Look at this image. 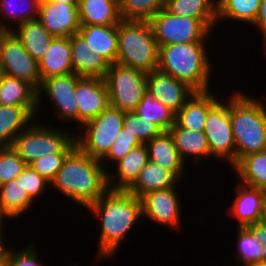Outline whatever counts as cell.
Instances as JSON below:
<instances>
[{"instance_id":"obj_17","label":"cell","mask_w":266,"mask_h":266,"mask_svg":"<svg viewBox=\"0 0 266 266\" xmlns=\"http://www.w3.org/2000/svg\"><path fill=\"white\" fill-rule=\"evenodd\" d=\"M235 193L232 207H228L226 213L237 218V226L245 227L261 222L266 191L238 183Z\"/></svg>"},{"instance_id":"obj_37","label":"cell","mask_w":266,"mask_h":266,"mask_svg":"<svg viewBox=\"0 0 266 266\" xmlns=\"http://www.w3.org/2000/svg\"><path fill=\"white\" fill-rule=\"evenodd\" d=\"M121 20L149 21L162 8L166 0H118Z\"/></svg>"},{"instance_id":"obj_48","label":"cell","mask_w":266,"mask_h":266,"mask_svg":"<svg viewBox=\"0 0 266 266\" xmlns=\"http://www.w3.org/2000/svg\"><path fill=\"white\" fill-rule=\"evenodd\" d=\"M262 222L266 224V195H265V199H264Z\"/></svg>"},{"instance_id":"obj_11","label":"cell","mask_w":266,"mask_h":266,"mask_svg":"<svg viewBox=\"0 0 266 266\" xmlns=\"http://www.w3.org/2000/svg\"><path fill=\"white\" fill-rule=\"evenodd\" d=\"M220 100L207 114L204 133L207 137L211 158H218L235 165V141L230 120V98ZM225 159V160H224Z\"/></svg>"},{"instance_id":"obj_33","label":"cell","mask_w":266,"mask_h":266,"mask_svg":"<svg viewBox=\"0 0 266 266\" xmlns=\"http://www.w3.org/2000/svg\"><path fill=\"white\" fill-rule=\"evenodd\" d=\"M232 169L240 183L266 191V151L242 157Z\"/></svg>"},{"instance_id":"obj_19","label":"cell","mask_w":266,"mask_h":266,"mask_svg":"<svg viewBox=\"0 0 266 266\" xmlns=\"http://www.w3.org/2000/svg\"><path fill=\"white\" fill-rule=\"evenodd\" d=\"M211 91H196L176 113L175 123L191 131H204L208 112L220 101Z\"/></svg>"},{"instance_id":"obj_31","label":"cell","mask_w":266,"mask_h":266,"mask_svg":"<svg viewBox=\"0 0 266 266\" xmlns=\"http://www.w3.org/2000/svg\"><path fill=\"white\" fill-rule=\"evenodd\" d=\"M40 3L41 0H0V32H12L14 26L17 27L23 22L37 20ZM5 21L11 23L8 24Z\"/></svg>"},{"instance_id":"obj_8","label":"cell","mask_w":266,"mask_h":266,"mask_svg":"<svg viewBox=\"0 0 266 266\" xmlns=\"http://www.w3.org/2000/svg\"><path fill=\"white\" fill-rule=\"evenodd\" d=\"M104 80L110 106L122 112H134L147 92V73L117 62L111 64Z\"/></svg>"},{"instance_id":"obj_6","label":"cell","mask_w":266,"mask_h":266,"mask_svg":"<svg viewBox=\"0 0 266 266\" xmlns=\"http://www.w3.org/2000/svg\"><path fill=\"white\" fill-rule=\"evenodd\" d=\"M52 125L35 119L15 137L11 147L27 165L47 153H69L76 146L75 133Z\"/></svg>"},{"instance_id":"obj_35","label":"cell","mask_w":266,"mask_h":266,"mask_svg":"<svg viewBox=\"0 0 266 266\" xmlns=\"http://www.w3.org/2000/svg\"><path fill=\"white\" fill-rule=\"evenodd\" d=\"M134 112L141 118L154 122L162 132H168L175 124L176 114L148 92L143 95Z\"/></svg>"},{"instance_id":"obj_36","label":"cell","mask_w":266,"mask_h":266,"mask_svg":"<svg viewBox=\"0 0 266 266\" xmlns=\"http://www.w3.org/2000/svg\"><path fill=\"white\" fill-rule=\"evenodd\" d=\"M236 261L239 265L262 261L264 245L260 243L257 235L248 227H237L236 231Z\"/></svg>"},{"instance_id":"obj_38","label":"cell","mask_w":266,"mask_h":266,"mask_svg":"<svg viewBox=\"0 0 266 266\" xmlns=\"http://www.w3.org/2000/svg\"><path fill=\"white\" fill-rule=\"evenodd\" d=\"M122 126L129 134L137 137L142 144L151 141L162 133L154 122L141 118L135 112H124Z\"/></svg>"},{"instance_id":"obj_20","label":"cell","mask_w":266,"mask_h":266,"mask_svg":"<svg viewBox=\"0 0 266 266\" xmlns=\"http://www.w3.org/2000/svg\"><path fill=\"white\" fill-rule=\"evenodd\" d=\"M148 161V151L145 144L133 148L115 163V173L107 171L108 188L110 190H127L135 182L139 172Z\"/></svg>"},{"instance_id":"obj_30","label":"cell","mask_w":266,"mask_h":266,"mask_svg":"<svg viewBox=\"0 0 266 266\" xmlns=\"http://www.w3.org/2000/svg\"><path fill=\"white\" fill-rule=\"evenodd\" d=\"M36 118L23 106L0 105V148L11 147L15 137Z\"/></svg>"},{"instance_id":"obj_3","label":"cell","mask_w":266,"mask_h":266,"mask_svg":"<svg viewBox=\"0 0 266 266\" xmlns=\"http://www.w3.org/2000/svg\"><path fill=\"white\" fill-rule=\"evenodd\" d=\"M230 95V120L235 164L249 154L266 151V106L259 98L235 90Z\"/></svg>"},{"instance_id":"obj_25","label":"cell","mask_w":266,"mask_h":266,"mask_svg":"<svg viewBox=\"0 0 266 266\" xmlns=\"http://www.w3.org/2000/svg\"><path fill=\"white\" fill-rule=\"evenodd\" d=\"M180 181L170 170L148 161L139 172L135 182L126 190L134 196L143 195L156 190L176 187Z\"/></svg>"},{"instance_id":"obj_43","label":"cell","mask_w":266,"mask_h":266,"mask_svg":"<svg viewBox=\"0 0 266 266\" xmlns=\"http://www.w3.org/2000/svg\"><path fill=\"white\" fill-rule=\"evenodd\" d=\"M24 190H27L28 195L35 201L41 194L45 193L51 183L37 173L30 165H26L23 171L18 175Z\"/></svg>"},{"instance_id":"obj_22","label":"cell","mask_w":266,"mask_h":266,"mask_svg":"<svg viewBox=\"0 0 266 266\" xmlns=\"http://www.w3.org/2000/svg\"><path fill=\"white\" fill-rule=\"evenodd\" d=\"M145 146L148 151L149 161L170 170L182 181L187 165L178 153L169 132H162L159 136L145 143Z\"/></svg>"},{"instance_id":"obj_42","label":"cell","mask_w":266,"mask_h":266,"mask_svg":"<svg viewBox=\"0 0 266 266\" xmlns=\"http://www.w3.org/2000/svg\"><path fill=\"white\" fill-rule=\"evenodd\" d=\"M34 243L19 248L18 251L7 247L5 250V266H44V264L39 262V256L36 252V246Z\"/></svg>"},{"instance_id":"obj_32","label":"cell","mask_w":266,"mask_h":266,"mask_svg":"<svg viewBox=\"0 0 266 266\" xmlns=\"http://www.w3.org/2000/svg\"><path fill=\"white\" fill-rule=\"evenodd\" d=\"M36 202L24 190L19 179L0 185V212L10 220L17 219L30 210Z\"/></svg>"},{"instance_id":"obj_44","label":"cell","mask_w":266,"mask_h":266,"mask_svg":"<svg viewBox=\"0 0 266 266\" xmlns=\"http://www.w3.org/2000/svg\"><path fill=\"white\" fill-rule=\"evenodd\" d=\"M253 26H255L256 28L259 27L258 30H261L260 32L262 33L264 40L263 46H265L264 50L266 52V0H261L257 19Z\"/></svg>"},{"instance_id":"obj_45","label":"cell","mask_w":266,"mask_h":266,"mask_svg":"<svg viewBox=\"0 0 266 266\" xmlns=\"http://www.w3.org/2000/svg\"><path fill=\"white\" fill-rule=\"evenodd\" d=\"M248 227L257 235L260 243L264 245L262 261H266V224L261 221Z\"/></svg>"},{"instance_id":"obj_2","label":"cell","mask_w":266,"mask_h":266,"mask_svg":"<svg viewBox=\"0 0 266 266\" xmlns=\"http://www.w3.org/2000/svg\"><path fill=\"white\" fill-rule=\"evenodd\" d=\"M52 187L87 209L109 189L107 171L100 160L90 157L76 145L51 182Z\"/></svg>"},{"instance_id":"obj_10","label":"cell","mask_w":266,"mask_h":266,"mask_svg":"<svg viewBox=\"0 0 266 266\" xmlns=\"http://www.w3.org/2000/svg\"><path fill=\"white\" fill-rule=\"evenodd\" d=\"M0 72L40 88L38 62L31 57L11 31L0 32Z\"/></svg>"},{"instance_id":"obj_46","label":"cell","mask_w":266,"mask_h":266,"mask_svg":"<svg viewBox=\"0 0 266 266\" xmlns=\"http://www.w3.org/2000/svg\"><path fill=\"white\" fill-rule=\"evenodd\" d=\"M6 219L10 220L6 215L0 212V253H3L8 247L7 246L8 244H6L5 236L3 235L4 232L2 230L4 227L3 223L5 222Z\"/></svg>"},{"instance_id":"obj_7","label":"cell","mask_w":266,"mask_h":266,"mask_svg":"<svg viewBox=\"0 0 266 266\" xmlns=\"http://www.w3.org/2000/svg\"><path fill=\"white\" fill-rule=\"evenodd\" d=\"M123 119L124 112L109 106L78 129L80 132L75 133L76 145L90 157L101 160L121 132Z\"/></svg>"},{"instance_id":"obj_15","label":"cell","mask_w":266,"mask_h":266,"mask_svg":"<svg viewBox=\"0 0 266 266\" xmlns=\"http://www.w3.org/2000/svg\"><path fill=\"white\" fill-rule=\"evenodd\" d=\"M147 92L175 114L196 92L187 83L159 69L147 73Z\"/></svg>"},{"instance_id":"obj_18","label":"cell","mask_w":266,"mask_h":266,"mask_svg":"<svg viewBox=\"0 0 266 266\" xmlns=\"http://www.w3.org/2000/svg\"><path fill=\"white\" fill-rule=\"evenodd\" d=\"M73 73L80 77L104 79L111 63L102 55L93 53L86 40L78 33L70 37Z\"/></svg>"},{"instance_id":"obj_24","label":"cell","mask_w":266,"mask_h":266,"mask_svg":"<svg viewBox=\"0 0 266 266\" xmlns=\"http://www.w3.org/2000/svg\"><path fill=\"white\" fill-rule=\"evenodd\" d=\"M0 105L23 106L37 116V90L24 80L0 74Z\"/></svg>"},{"instance_id":"obj_40","label":"cell","mask_w":266,"mask_h":266,"mask_svg":"<svg viewBox=\"0 0 266 266\" xmlns=\"http://www.w3.org/2000/svg\"><path fill=\"white\" fill-rule=\"evenodd\" d=\"M26 165L12 147L0 148V185L16 179Z\"/></svg>"},{"instance_id":"obj_27","label":"cell","mask_w":266,"mask_h":266,"mask_svg":"<svg viewBox=\"0 0 266 266\" xmlns=\"http://www.w3.org/2000/svg\"><path fill=\"white\" fill-rule=\"evenodd\" d=\"M80 25H118L121 21L118 0H80Z\"/></svg>"},{"instance_id":"obj_47","label":"cell","mask_w":266,"mask_h":266,"mask_svg":"<svg viewBox=\"0 0 266 266\" xmlns=\"http://www.w3.org/2000/svg\"><path fill=\"white\" fill-rule=\"evenodd\" d=\"M50 2H62V3H66V4H71L74 6H79V2L80 0H47Z\"/></svg>"},{"instance_id":"obj_13","label":"cell","mask_w":266,"mask_h":266,"mask_svg":"<svg viewBox=\"0 0 266 266\" xmlns=\"http://www.w3.org/2000/svg\"><path fill=\"white\" fill-rule=\"evenodd\" d=\"M177 187L151 191L143 195L142 218H148L151 222L158 223L161 226L170 227L177 230L181 227L182 206Z\"/></svg>"},{"instance_id":"obj_14","label":"cell","mask_w":266,"mask_h":266,"mask_svg":"<svg viewBox=\"0 0 266 266\" xmlns=\"http://www.w3.org/2000/svg\"><path fill=\"white\" fill-rule=\"evenodd\" d=\"M78 129L110 106L106 82L97 77H81L76 83Z\"/></svg>"},{"instance_id":"obj_9","label":"cell","mask_w":266,"mask_h":266,"mask_svg":"<svg viewBox=\"0 0 266 266\" xmlns=\"http://www.w3.org/2000/svg\"><path fill=\"white\" fill-rule=\"evenodd\" d=\"M158 47L191 42H207L212 32L198 19L178 16L162 8L149 20Z\"/></svg>"},{"instance_id":"obj_34","label":"cell","mask_w":266,"mask_h":266,"mask_svg":"<svg viewBox=\"0 0 266 266\" xmlns=\"http://www.w3.org/2000/svg\"><path fill=\"white\" fill-rule=\"evenodd\" d=\"M261 0H217V22L233 20L253 25L257 19Z\"/></svg>"},{"instance_id":"obj_29","label":"cell","mask_w":266,"mask_h":266,"mask_svg":"<svg viewBox=\"0 0 266 266\" xmlns=\"http://www.w3.org/2000/svg\"><path fill=\"white\" fill-rule=\"evenodd\" d=\"M12 32L37 62L43 58L52 40L55 38L48 33L38 19L23 22L14 27Z\"/></svg>"},{"instance_id":"obj_23","label":"cell","mask_w":266,"mask_h":266,"mask_svg":"<svg viewBox=\"0 0 266 266\" xmlns=\"http://www.w3.org/2000/svg\"><path fill=\"white\" fill-rule=\"evenodd\" d=\"M78 34L87 42L93 53L116 63L118 53V25H80Z\"/></svg>"},{"instance_id":"obj_26","label":"cell","mask_w":266,"mask_h":266,"mask_svg":"<svg viewBox=\"0 0 266 266\" xmlns=\"http://www.w3.org/2000/svg\"><path fill=\"white\" fill-rule=\"evenodd\" d=\"M168 132L185 163L191 156H193L191 157L192 160L199 161V163L205 159H211L210 148L204 131H191L175 123Z\"/></svg>"},{"instance_id":"obj_12","label":"cell","mask_w":266,"mask_h":266,"mask_svg":"<svg viewBox=\"0 0 266 266\" xmlns=\"http://www.w3.org/2000/svg\"><path fill=\"white\" fill-rule=\"evenodd\" d=\"M81 77L72 73L65 76L51 77L41 81L37 90V115L42 109V95L44 94L53 104L54 115L58 116L61 122L78 124V107L75 96L76 83ZM63 120V121H62Z\"/></svg>"},{"instance_id":"obj_28","label":"cell","mask_w":266,"mask_h":266,"mask_svg":"<svg viewBox=\"0 0 266 266\" xmlns=\"http://www.w3.org/2000/svg\"><path fill=\"white\" fill-rule=\"evenodd\" d=\"M165 8L174 15L200 20L210 31L217 24V0H166Z\"/></svg>"},{"instance_id":"obj_39","label":"cell","mask_w":266,"mask_h":266,"mask_svg":"<svg viewBox=\"0 0 266 266\" xmlns=\"http://www.w3.org/2000/svg\"><path fill=\"white\" fill-rule=\"evenodd\" d=\"M142 143L135 137L127 132L126 129L122 127L121 132L116 137L113 145L111 146L108 153L100 160L101 164L104 166L106 171L112 169L110 166L107 165H114L120 159H122L129 151L133 148L141 145ZM114 163V164H113ZM107 166V168H106Z\"/></svg>"},{"instance_id":"obj_16","label":"cell","mask_w":266,"mask_h":266,"mask_svg":"<svg viewBox=\"0 0 266 266\" xmlns=\"http://www.w3.org/2000/svg\"><path fill=\"white\" fill-rule=\"evenodd\" d=\"M38 21L53 37H71L80 28L78 6L41 0Z\"/></svg>"},{"instance_id":"obj_41","label":"cell","mask_w":266,"mask_h":266,"mask_svg":"<svg viewBox=\"0 0 266 266\" xmlns=\"http://www.w3.org/2000/svg\"><path fill=\"white\" fill-rule=\"evenodd\" d=\"M68 153H47L32 161L29 165L50 183L62 168Z\"/></svg>"},{"instance_id":"obj_4","label":"cell","mask_w":266,"mask_h":266,"mask_svg":"<svg viewBox=\"0 0 266 266\" xmlns=\"http://www.w3.org/2000/svg\"><path fill=\"white\" fill-rule=\"evenodd\" d=\"M207 42L169 44L159 47L160 71L187 83L195 91L211 90L212 61L208 57Z\"/></svg>"},{"instance_id":"obj_21","label":"cell","mask_w":266,"mask_h":266,"mask_svg":"<svg viewBox=\"0 0 266 266\" xmlns=\"http://www.w3.org/2000/svg\"><path fill=\"white\" fill-rule=\"evenodd\" d=\"M38 67L41 81L72 74L70 37H55Z\"/></svg>"},{"instance_id":"obj_49","label":"cell","mask_w":266,"mask_h":266,"mask_svg":"<svg viewBox=\"0 0 266 266\" xmlns=\"http://www.w3.org/2000/svg\"><path fill=\"white\" fill-rule=\"evenodd\" d=\"M245 266H266V261H259V262L248 264Z\"/></svg>"},{"instance_id":"obj_5","label":"cell","mask_w":266,"mask_h":266,"mask_svg":"<svg viewBox=\"0 0 266 266\" xmlns=\"http://www.w3.org/2000/svg\"><path fill=\"white\" fill-rule=\"evenodd\" d=\"M159 47L149 21L121 20L116 62L150 73L158 67Z\"/></svg>"},{"instance_id":"obj_1","label":"cell","mask_w":266,"mask_h":266,"mask_svg":"<svg viewBox=\"0 0 266 266\" xmlns=\"http://www.w3.org/2000/svg\"><path fill=\"white\" fill-rule=\"evenodd\" d=\"M101 223L97 259H109L142 218L141 199L126 190L108 189L88 208Z\"/></svg>"},{"instance_id":"obj_50","label":"cell","mask_w":266,"mask_h":266,"mask_svg":"<svg viewBox=\"0 0 266 266\" xmlns=\"http://www.w3.org/2000/svg\"><path fill=\"white\" fill-rule=\"evenodd\" d=\"M0 266H5V251L0 253Z\"/></svg>"}]
</instances>
